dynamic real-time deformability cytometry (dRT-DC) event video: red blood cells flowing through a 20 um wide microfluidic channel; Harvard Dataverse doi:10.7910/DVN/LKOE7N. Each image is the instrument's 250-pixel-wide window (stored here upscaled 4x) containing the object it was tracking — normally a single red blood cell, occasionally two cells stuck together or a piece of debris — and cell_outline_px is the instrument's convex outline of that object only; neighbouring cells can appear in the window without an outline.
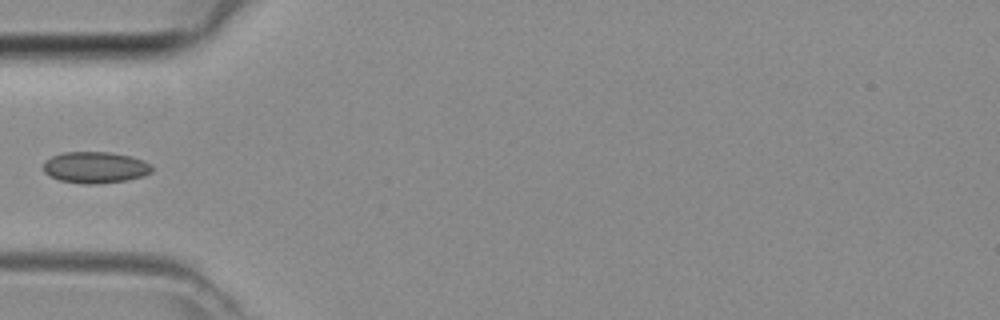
{"species": "common noctule bat (a hibernating species)", "species_latin": "Nyctalus noctula", "temperature_condition": "room temperature", "stored_images_in_passage": 31, "segment_of_instrument_passage": [1, 2], "camera_frame_rate_fps": 3000, "um_per_image_px": 0.085, "animal": {"sex": "female", "body_mass_g": 29.2, "forearm_length_mm": 56.3}, "frame": {"image": 1, "passage_image": 1, "time_ms": 0.0, "image_size_px": [1000, 320], "cell_outline_px": [[152, 172], [144, 176], [128, 180], [96, 184], [84, 184], [60, 180], [48, 176], [40, 168], [44, 160], [52, 156], [64, 152], [108, 152], [132, 156], [148, 164], [152, 168]], "centroid_in_image_um": [8.03, 14.23], "position_along_channel_um": 77.0, "area_um2": 20.06}}
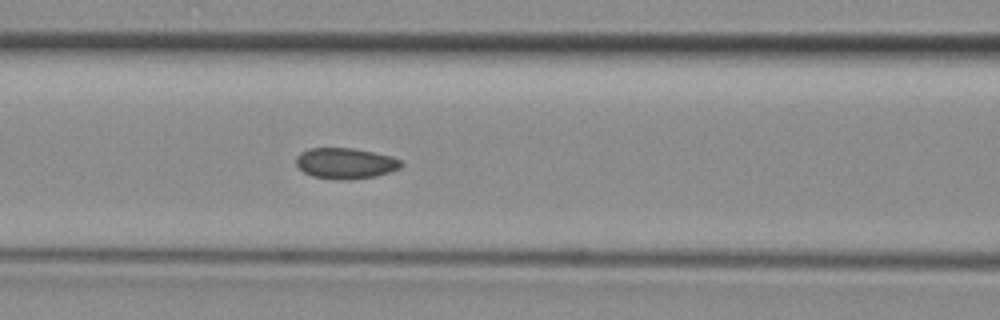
{"frame": {"image": 2, "passage_image": 5, "time_ms": 1.333, "image_size_px": [1000, 320], "cell_outline_px": [[404, 164], [400, 168], [376, 176], [348, 180], [340, 180], [312, 176], [304, 172], [296, 164], [296, 156], [300, 152], [308, 148], [352, 148], [392, 156], [400, 160]], "centroid_in_image_um": [29.35, 13.88], "position_along_channel_um": 137.2, "area_um2": 18.9}}